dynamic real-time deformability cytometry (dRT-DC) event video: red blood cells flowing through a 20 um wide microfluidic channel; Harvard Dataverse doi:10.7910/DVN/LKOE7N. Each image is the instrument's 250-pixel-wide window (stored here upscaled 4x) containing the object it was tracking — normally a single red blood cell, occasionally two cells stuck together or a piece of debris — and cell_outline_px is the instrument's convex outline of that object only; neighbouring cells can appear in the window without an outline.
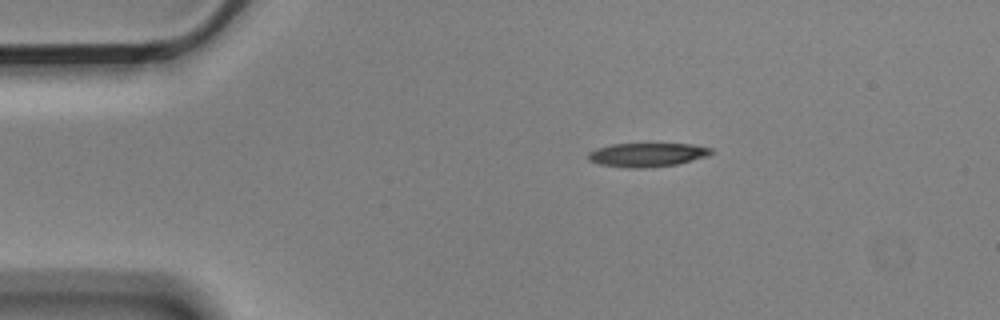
{"species": "Egyptian fruit bat (a non-hibernating species)", "species_latin": "Rousettus aegyptiacus", "temperature_condition": "cold", "stored_images_in_passage": 2, "camera_frame_rate_fps": 3000, "um_per_image_px": 0.085, "animal": {"sex": "male"}, "frame": {"image": 1, "passage_image": 1, "time_ms": 0.0, "image_size_px": [1000, 320], "cell_outline_px": [[712, 152], [708, 156], [676, 164], [648, 168], [628, 168], [600, 164], [588, 160], [588, 152], [596, 148], [612, 144], [692, 144], [712, 148]], "centroid_in_image_um": [54.99, 13.16], "position_along_channel_um": 30.0, "area_um2": 17.05}}